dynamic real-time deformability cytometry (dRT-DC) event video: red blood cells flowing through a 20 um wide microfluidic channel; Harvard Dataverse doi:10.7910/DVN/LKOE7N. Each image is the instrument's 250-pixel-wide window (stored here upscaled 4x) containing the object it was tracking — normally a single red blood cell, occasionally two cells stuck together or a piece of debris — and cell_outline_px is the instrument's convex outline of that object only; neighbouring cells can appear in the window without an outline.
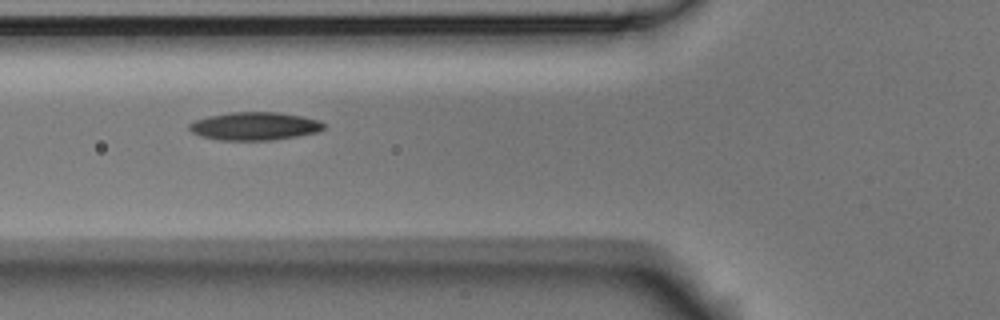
{"species": "Egyptian fruit bat (a non-hibernating species)", "species_latin": "Rousettus aegyptiacus", "temperature_condition": "room temperature", "stored_images_in_passage": 9, "camera_frame_rate_fps": 3000, "um_per_image_px": 0.085, "animal": {"sex": "male"}, "frame": {"image": 1, "passage_image": 6, "time_ms": 1.667, "image_size_px": [1000, 320], "cell_outline_px": [[324, 128], [320, 132], [272, 140], [220, 140], [200, 136], [192, 132], [188, 128], [188, 124], [196, 120], [208, 116], [228, 112], [280, 112], [304, 116], [320, 120], [324, 124]], "centroid_in_image_um": [21.66, 10.71], "position_along_channel_um": 104.1, "area_um2": 22.2}}
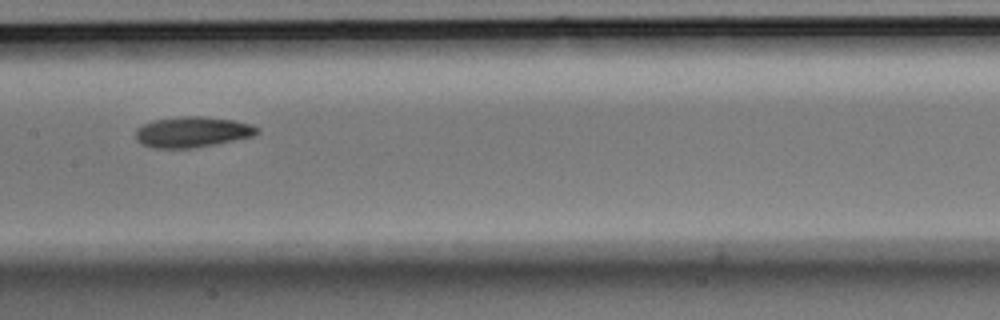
{"frame": {"image": 2, "passage_image": 8, "time_ms": 2.333, "image_size_px": [1000, 320], "cell_outline_px": [[260, 132], [252, 136], [192, 148], [152, 148], [140, 144], [136, 140], [136, 128], [152, 120], [180, 116], [204, 116], [232, 120], [252, 124], [260, 128]], "centroid_in_image_um": [16.31, 11.21], "position_along_channel_um": 191.1, "area_um2": 21.73}}
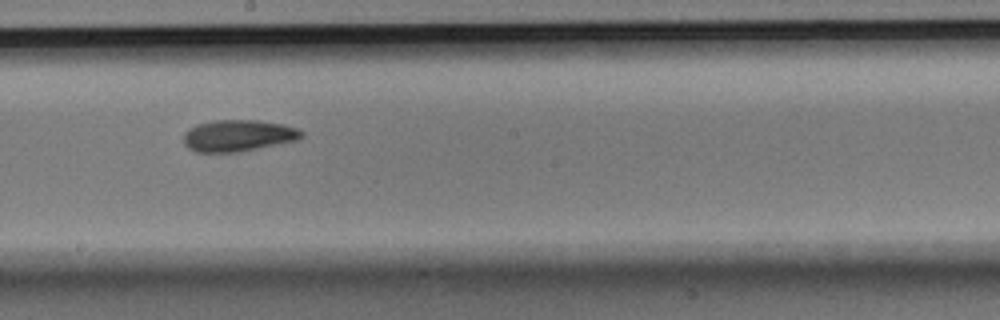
{"frame": {"image": 3, "passage_image": 9, "time_ms": 2.667, "image_size_px": [1000, 320], "cell_outline_px": [[304, 136], [296, 140], [240, 152], [196, 152], [188, 148], [184, 144], [184, 132], [188, 128], [196, 124], [212, 120], [256, 120], [284, 124], [296, 128], [304, 132]], "centroid_in_image_um": [20.22, 11.52], "position_along_channel_um": 228.0, "area_um2": 21.85}}